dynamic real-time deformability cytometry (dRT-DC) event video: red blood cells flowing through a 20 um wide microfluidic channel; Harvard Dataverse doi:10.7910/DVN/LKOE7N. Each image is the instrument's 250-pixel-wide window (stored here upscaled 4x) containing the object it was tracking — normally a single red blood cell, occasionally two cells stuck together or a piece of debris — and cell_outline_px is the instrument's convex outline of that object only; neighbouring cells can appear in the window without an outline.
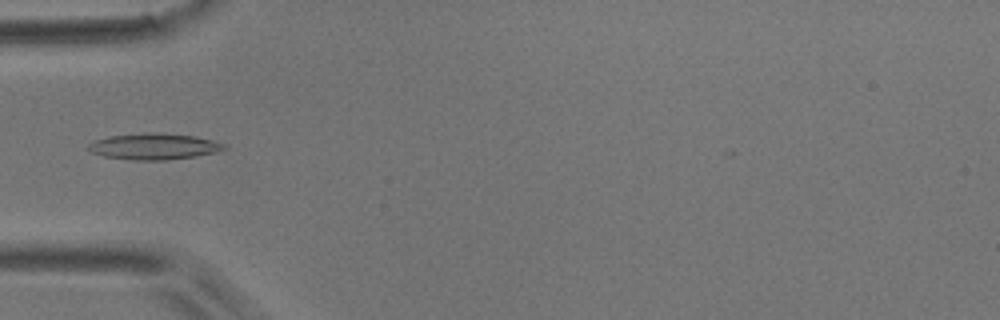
{"species": "common noctule bat (a hibernating species)", "species_latin": "Nyctalus noctula", "temperature_condition": "room temperature", "stored_images_in_passage": 3, "camera_frame_rate_fps": 3000, "um_per_image_px": 0.085, "animal": {"sex": "male", "body_mass_g": 17.9}, "frame": {"image": 1, "passage_image": 2, "time_ms": 1.333, "image_size_px": [1000, 320], "cell_outline_px": [[228, 148], [196, 156], [168, 160], [132, 160], [104, 156], [92, 152], [84, 148], [88, 144], [96, 140], [108, 136], [152, 132], [196, 136], [212, 140], [224, 144]], "centroid_in_image_um": [13.05, 12.45], "position_along_channel_um": 72.0, "area_um2": 20.63}}
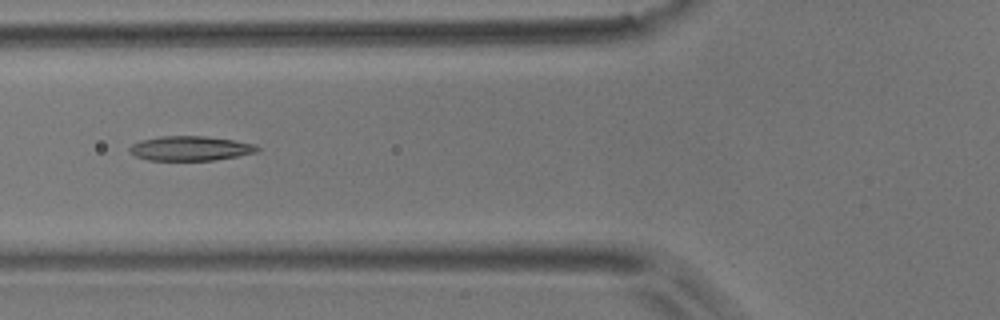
{"frame": {"image": 2, "passage_image": 3, "time_ms": 2.333, "image_size_px": [1000, 320], "cell_outline_px": [[260, 148], [256, 152], [216, 160], [148, 160], [136, 156], [128, 152], [128, 148], [132, 144], [140, 140], [160, 136], [204, 136], [232, 140], [256, 144]], "centroid_in_image_um": [16.14, 12.61], "position_along_channel_um": 109.7, "area_um2": 18.26}}